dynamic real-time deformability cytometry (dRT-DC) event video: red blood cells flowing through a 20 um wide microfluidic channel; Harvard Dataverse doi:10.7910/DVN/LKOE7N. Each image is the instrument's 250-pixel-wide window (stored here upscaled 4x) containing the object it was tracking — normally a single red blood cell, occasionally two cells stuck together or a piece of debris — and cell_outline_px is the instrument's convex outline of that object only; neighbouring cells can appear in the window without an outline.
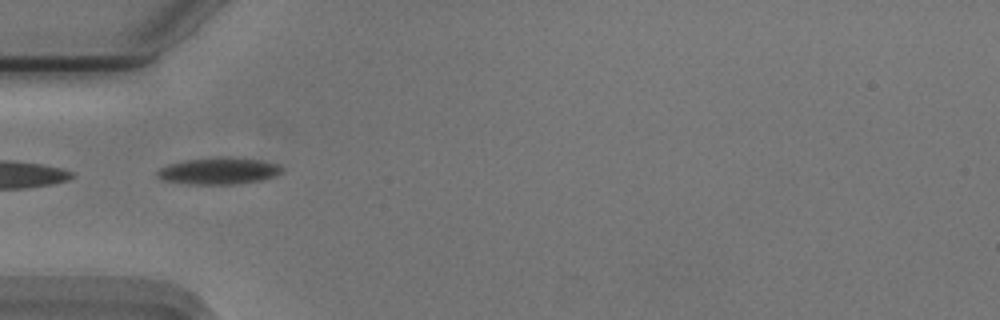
{"species": "Egyptian fruit bat (a non-hibernating species)", "species_latin": "Rousettus aegyptiacus", "temperature_condition": "cold", "stored_images_in_passage": 37, "camera_frame_rate_fps": 3000, "um_per_image_px": 0.085, "animal": {"sex": "male"}, "frame": {"image": 1, "passage_image": 1, "time_ms": 0.0, "image_size_px": [1000, 320], "cell_outline_px": [[284, 172], [276, 176], [260, 180], [236, 184], [188, 184], [160, 180], [156, 176], [156, 172], [160, 168], [168, 164], [184, 160], [216, 156], [228, 156], [260, 160], [280, 164], [284, 168]], "centroid_in_image_um": [18.6, 14.51], "position_along_channel_um": 66.4, "area_um2": 19.94}}
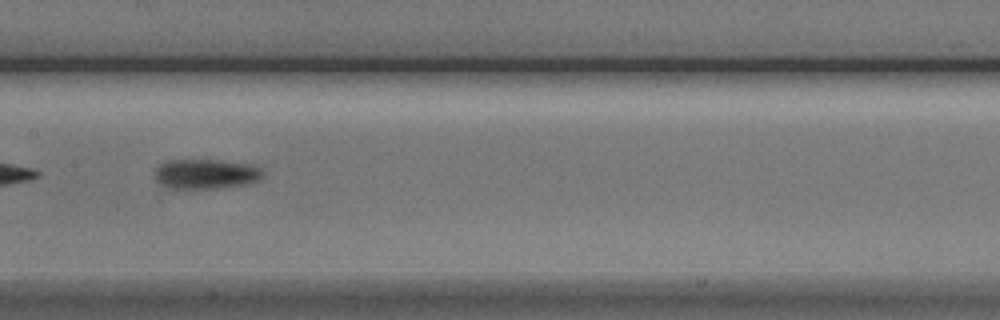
{"frame": {"image": 2, "passage_image": 11, "time_ms": 3.333, "image_size_px": [1000, 320], "cell_outline_px": [[264, 176], [260, 180], [248, 184], [216, 188], [168, 188], [160, 184], [156, 180], [156, 168], [160, 164], [168, 160], [216, 160], [252, 164], [264, 168]], "centroid_in_image_um": [17.57, 14.78], "position_along_channel_um": 189.8, "area_um2": 18.96}}
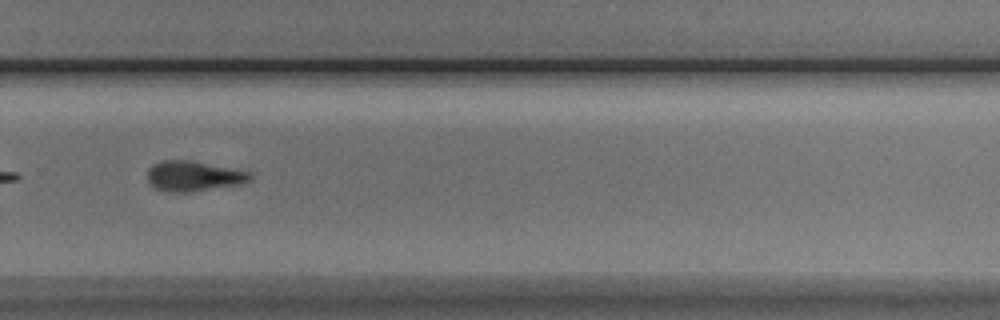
{"frame": {"image": 3, "passage_image": 21, "time_ms": 6.667, "image_size_px": [1000, 320], "cell_outline_px": [[252, 180], [244, 184], [188, 192], [164, 192], [156, 188], [148, 180], [148, 168], [152, 164], [164, 160], [192, 160], [236, 168], [252, 172]], "centroid_in_image_um": [16.52, 14.96], "position_along_channel_um": 313.3, "area_um2": 18.5}, "authors_computed_cell_mechanics": {"area_um2": 18.3804, "velocity_mm_per_s": 3.7173, "shape_relaxation_time_tau1_ms": 2.1789, "shape_relaxation_time_tau2_ms": null, "deformation_change_tau1": 0.0975, "deformation_change_tau2": null}}